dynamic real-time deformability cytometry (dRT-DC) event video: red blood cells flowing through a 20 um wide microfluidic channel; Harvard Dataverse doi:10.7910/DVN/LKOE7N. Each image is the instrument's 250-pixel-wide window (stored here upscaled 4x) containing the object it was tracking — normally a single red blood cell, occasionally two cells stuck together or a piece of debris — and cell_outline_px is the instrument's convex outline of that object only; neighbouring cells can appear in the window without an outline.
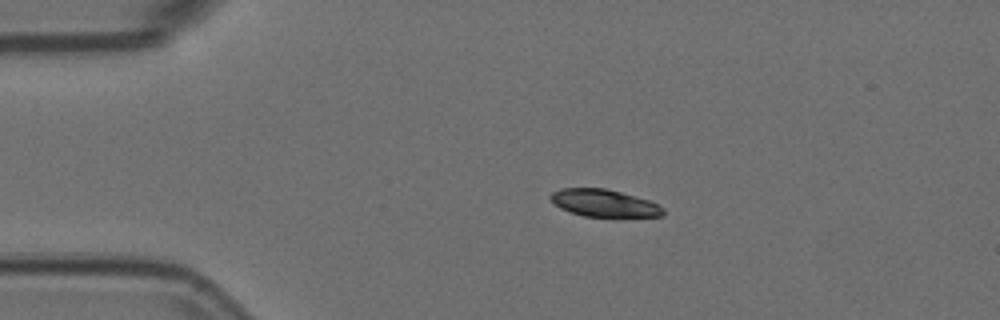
{"species": "Egyptian fruit bat (a non-hibernating species)", "species_latin": "Rousettus aegyptiacus", "temperature_condition": "room temperature", "stored_images_in_passage": 6, "camera_frame_rate_fps": 3000, "um_per_image_px": 0.085, "animal": {"sex": "female"}, "frame": {"image": 1, "passage_image": 1, "time_ms": 0.0, "image_size_px": [1000, 320], "cell_outline_px": [[664, 216], [584, 216], [560, 208], [548, 196], [552, 192], [560, 188], [608, 188], [648, 200], [664, 208]], "centroid_in_image_um": [51.33, 17.25], "position_along_channel_um": 33.7, "area_um2": 17.69}}
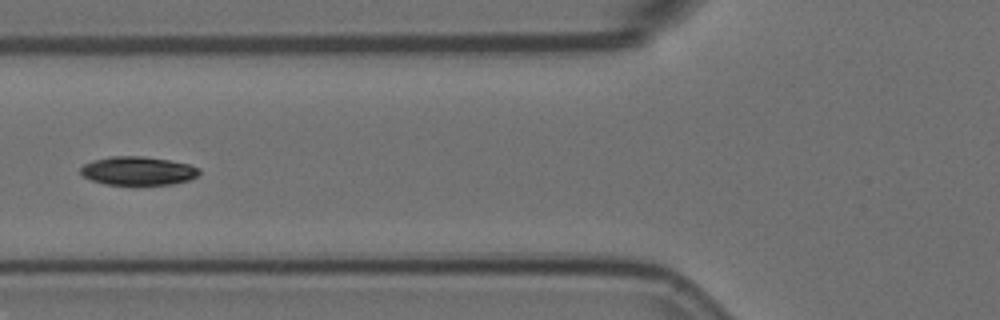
{"frame": {"image": 2, "passage_image": 4, "time_ms": 1.0, "image_size_px": [1000, 320], "cell_outline_px": [[200, 172], [196, 176], [188, 180], [172, 184], [136, 188], [104, 184], [92, 180], [84, 176], [80, 172], [80, 168], [84, 164], [92, 160], [112, 156], [140, 156], [168, 160], [188, 164], [200, 168]], "centroid_in_image_um": [11.71, 14.57], "position_along_channel_um": 114.1, "area_um2": 20.52}}
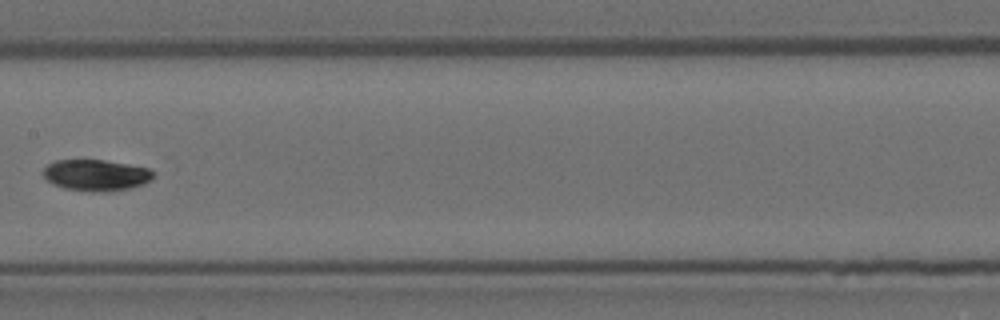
{"frame": {"image": 3, "passage_image": 6, "time_ms": 1.667, "image_size_px": [1000, 320], "cell_outline_px": [[156, 176], [152, 180], [144, 184], [132, 188], [112, 192], [100, 192], [64, 188], [52, 184], [44, 176], [44, 168], [48, 164], [56, 160], [104, 160], [128, 164], [148, 168], [156, 172]], "centroid_in_image_um": [8.24, 14.9], "position_along_channel_um": 199.2, "area_um2": 20.29}}